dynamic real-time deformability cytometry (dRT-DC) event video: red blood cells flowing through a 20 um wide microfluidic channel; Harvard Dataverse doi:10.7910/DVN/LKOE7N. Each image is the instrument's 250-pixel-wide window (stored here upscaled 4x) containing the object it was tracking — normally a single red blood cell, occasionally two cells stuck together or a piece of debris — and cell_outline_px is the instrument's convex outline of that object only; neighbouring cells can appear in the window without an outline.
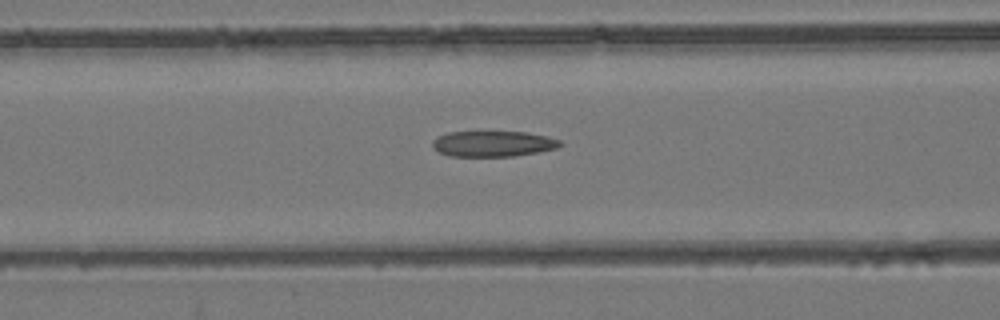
{"species": "common noctule bat (a hibernating species)", "species_latin": "Nyctalus noctula", "temperature_condition": "room temperature", "stored_images_in_passage": 49, "camera_frame_rate_fps": 3000, "um_per_image_px": 0.085, "animal": {"sex": "female", "body_mass_g": 24.6, "forearm_length_mm": 56.2}, "frame": {"image": 1, "passage_image": 23, "time_ms": 7.333, "image_size_px": [1000, 320], "cell_outline_px": [[564, 144], [556, 148], [536, 152], [512, 156], [448, 156], [432, 148], [432, 140], [436, 136], [448, 132], [528, 132], [548, 136], [560, 140]], "centroid_in_image_um": [41.89, 12.21], "position_along_channel_um": 124.7, "area_um2": 19.19}}
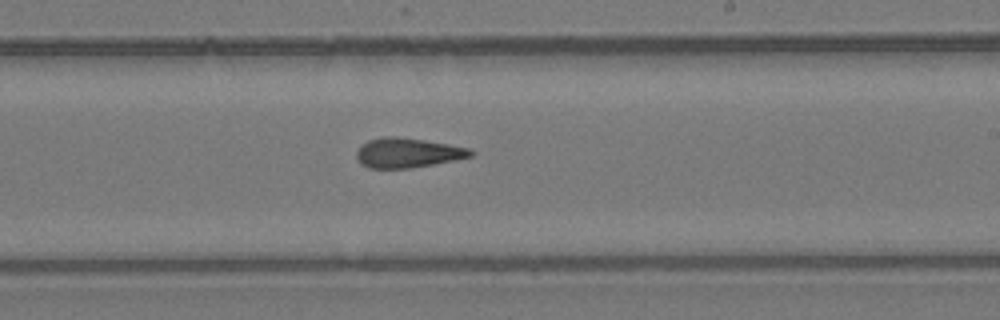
{"frame": {"image": 2, "passage_image": 33, "time_ms": 10.667, "image_size_px": [1000, 320], "cell_outline_px": [[476, 152], [472, 156], [456, 160], [412, 168], [368, 168], [360, 164], [356, 156], [356, 152], [360, 144], [368, 140], [384, 136], [396, 136], [424, 140], [472, 148]], "centroid_in_image_um": [34.65, 12.99], "position_along_channel_um": 254.3, "area_um2": 20.06}}
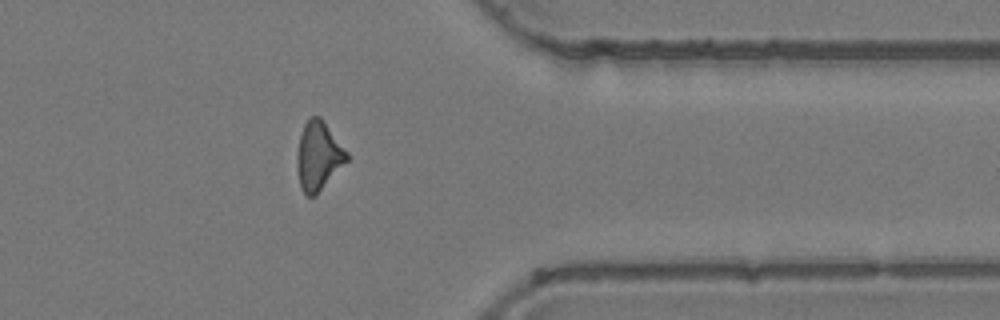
{"frame": {"image": 3, "passage_image": 44, "time_ms": 14.333, "image_size_px": [1000, 320], "cell_outline_px": [[348, 160], [316, 196], [308, 196], [300, 188], [296, 164], [296, 156], [300, 136], [304, 124], [308, 116], [320, 116], [348, 152]], "centroid_in_image_um": [27.05, 13.26], "position_along_channel_um": 384.3, "area_um2": 20.06}, "authors_computed_cell_mechanics": {"area_um2": 20.3456, "velocity_mm_per_s": 3.8956, "shape_relaxation_time_tau1_ms": null, "shape_relaxation_time_tau2_ms": 3.4116, "deformation_change_tau1": null, "deformation_change_tau2": 0.1334}}